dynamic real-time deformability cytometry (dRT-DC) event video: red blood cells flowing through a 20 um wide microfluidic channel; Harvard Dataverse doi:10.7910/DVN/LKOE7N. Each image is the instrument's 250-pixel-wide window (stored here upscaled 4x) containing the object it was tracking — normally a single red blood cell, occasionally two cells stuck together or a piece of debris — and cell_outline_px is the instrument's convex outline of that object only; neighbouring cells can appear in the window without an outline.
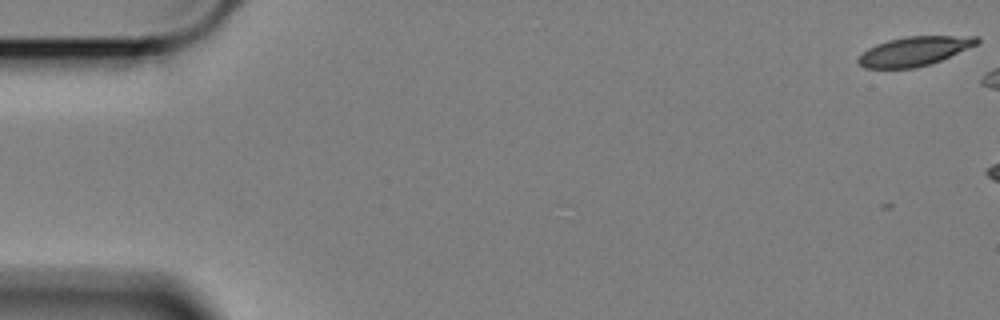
{"species": "Egyptian fruit bat (a non-hibernating species)", "species_latin": "Rousettus aegyptiacus", "temperature_condition": "cold", "stored_images_in_passage": 8, "camera_frame_rate_fps": 3000, "um_per_image_px": 0.085, "animal": {"sex": "female"}, "frame": {"image": 1, "passage_image": 1, "time_ms": 0.0, "image_size_px": [1000, 320], "cell_outline_px": [[980, 44], [932, 64], [916, 68], [864, 68], [856, 60], [868, 48], [876, 44], [888, 40], [904, 36], [980, 36]], "centroid_in_image_um": [77.78, 4.35], "position_along_channel_um": 7.2, "area_um2": 20.46}}